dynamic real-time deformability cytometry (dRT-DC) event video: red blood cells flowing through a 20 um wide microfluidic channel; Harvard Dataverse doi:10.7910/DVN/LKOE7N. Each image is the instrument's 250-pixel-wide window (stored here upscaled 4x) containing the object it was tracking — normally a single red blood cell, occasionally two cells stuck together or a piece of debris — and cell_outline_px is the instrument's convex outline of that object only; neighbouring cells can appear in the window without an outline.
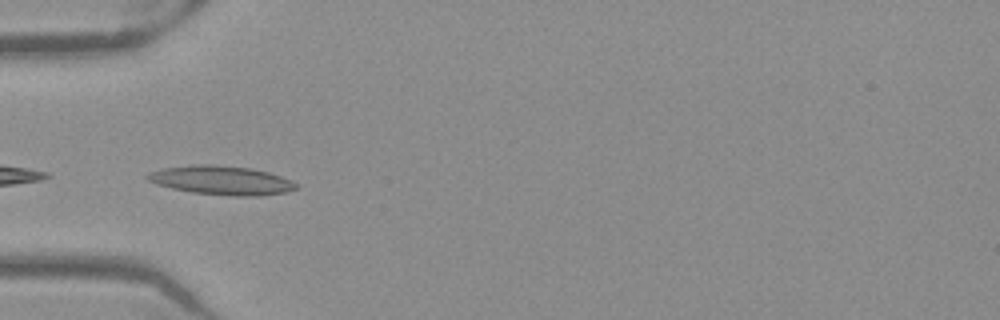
{"species": "Egyptian fruit bat (a non-hibernating species)", "species_latin": "Rousettus aegyptiacus", "temperature_condition": "warm", "stored_images_in_passage": 24, "camera_frame_rate_fps": 3000, "um_per_image_px": 0.085, "frame": {"image": 1, "passage_image": 1, "time_ms": 0.0, "image_size_px": [1000, 320], "cell_outline_px": [[300, 184], [296, 188], [284, 192], [260, 196], [232, 196], [192, 192], [172, 188], [156, 184], [148, 180], [144, 176], [148, 172], [164, 168], [192, 164], [212, 164], [248, 168], [268, 172], [292, 180]], "centroid_in_image_um": [18.81, 15.32], "position_along_channel_um": 66.2, "area_um2": 25.09}}
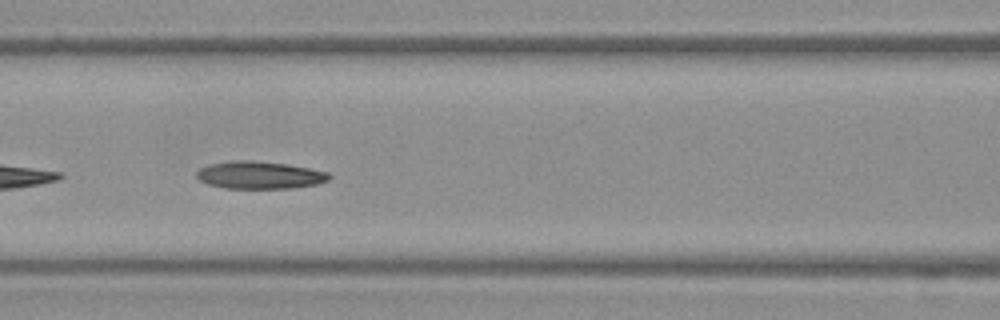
{"frame": {"image": 2, "passage_image": 7, "time_ms": 2.0, "image_size_px": [1000, 320], "cell_outline_px": [[332, 176], [328, 180], [316, 184], [292, 188], [224, 188], [208, 184], [200, 180], [196, 176], [196, 172], [200, 168], [208, 164], [232, 160], [252, 160], [288, 164], [328, 172]], "centroid_in_image_um": [22.05, 14.87], "position_along_channel_um": 144.6, "area_um2": 21.27}}
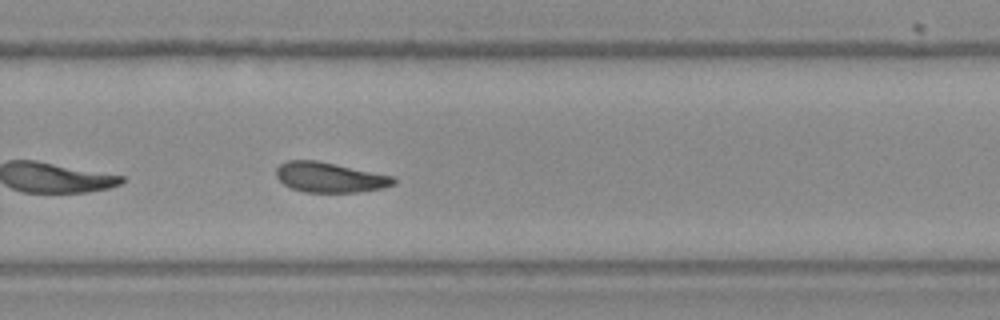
{"frame": {"image": 3, "passage_image": 19, "time_ms": 6.0, "image_size_px": [1000, 320], "cell_outline_px": [[396, 184], [384, 188], [356, 192], [304, 192], [292, 188], [284, 184], [276, 176], [276, 168], [280, 164], [288, 160], [316, 160], [392, 176], [396, 180]], "centroid_in_image_um": [28.02, 15.08], "position_along_channel_um": 301.8, "area_um2": 20.4}, "authors_computed_cell_mechanics": {"area_um2": 21.2126, "velocity_mm_per_s": 3.9339, "shape_relaxation_time_tau1_ms": 3.0481, "shape_relaxation_time_tau2_ms": 6.0958, "deformation_change_tau1": 0.1231, "deformation_change_tau2": 0.161}}